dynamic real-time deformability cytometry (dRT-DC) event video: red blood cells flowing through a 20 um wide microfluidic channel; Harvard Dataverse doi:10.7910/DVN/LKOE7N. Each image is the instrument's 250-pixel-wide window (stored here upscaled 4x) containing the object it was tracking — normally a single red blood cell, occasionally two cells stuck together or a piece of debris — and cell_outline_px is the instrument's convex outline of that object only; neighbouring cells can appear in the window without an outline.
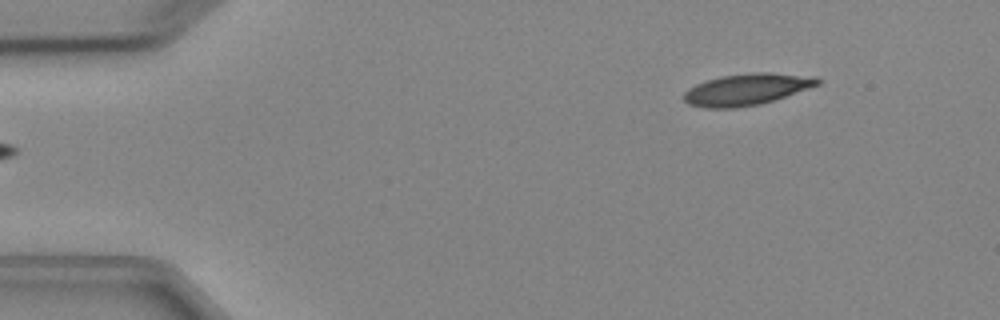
{"species": "Egyptian fruit bat (a non-hibernating species)", "species_latin": "Rousettus aegyptiacus", "temperature_condition": "cold", "stored_images_in_passage": 5, "segment_of_instrument_passage": [2, 2], "camera_frame_rate_fps": 3000, "um_per_image_px": 0.085, "animal": {"sex": "female"}, "frame": {"image": 1, "passage_image": 5, "time_ms": 4.667, "image_size_px": [1000, 320], "cell_outline_px": [[824, 80], [820, 84], [760, 104], [732, 108], [708, 108], [688, 104], [684, 100], [684, 92], [688, 88], [696, 84], [720, 76], [752, 72], [768, 72], [816, 76]], "centroid_in_image_um": [63.48, 7.58], "position_along_channel_um": 21.5, "area_um2": 24.51}}